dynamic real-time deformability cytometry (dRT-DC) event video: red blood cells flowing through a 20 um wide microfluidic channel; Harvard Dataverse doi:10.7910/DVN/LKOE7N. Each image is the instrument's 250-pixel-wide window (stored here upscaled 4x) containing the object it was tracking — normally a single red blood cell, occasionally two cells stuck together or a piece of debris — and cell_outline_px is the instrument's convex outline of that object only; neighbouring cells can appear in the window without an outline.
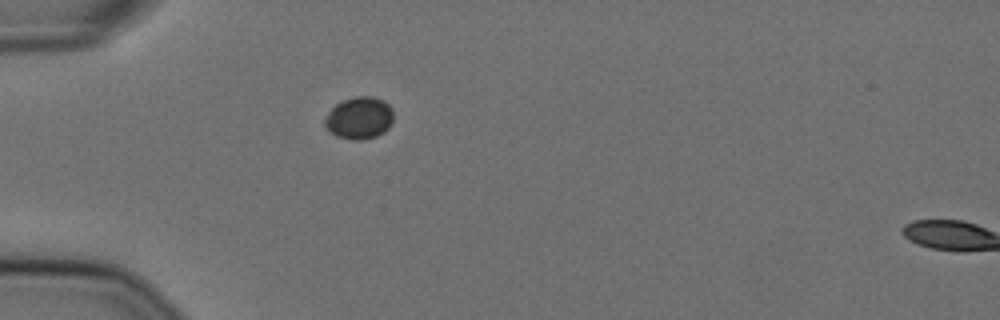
{"species": "Egyptian fruit bat (a non-hibernating species)", "species_latin": "Rousettus aegyptiacus", "temperature_condition": "cold", "stored_images_in_passage": 3, "camera_frame_rate_fps": 3000, "um_per_image_px": 0.085, "animal": {"sex": "female"}, "frame": {"image": 1, "passage_image": 1, "time_ms": 0.0, "image_size_px": [1000, 320], "cell_outline_px": [[392, 120], [388, 128], [384, 132], [376, 136], [360, 140], [352, 140], [336, 136], [324, 124], [324, 120], [328, 112], [340, 100], [356, 96], [372, 96], [384, 100], [392, 108]], "centroid_in_image_um": [30.53, 10.01], "position_along_channel_um": 54.5, "area_um2": 16.88}}